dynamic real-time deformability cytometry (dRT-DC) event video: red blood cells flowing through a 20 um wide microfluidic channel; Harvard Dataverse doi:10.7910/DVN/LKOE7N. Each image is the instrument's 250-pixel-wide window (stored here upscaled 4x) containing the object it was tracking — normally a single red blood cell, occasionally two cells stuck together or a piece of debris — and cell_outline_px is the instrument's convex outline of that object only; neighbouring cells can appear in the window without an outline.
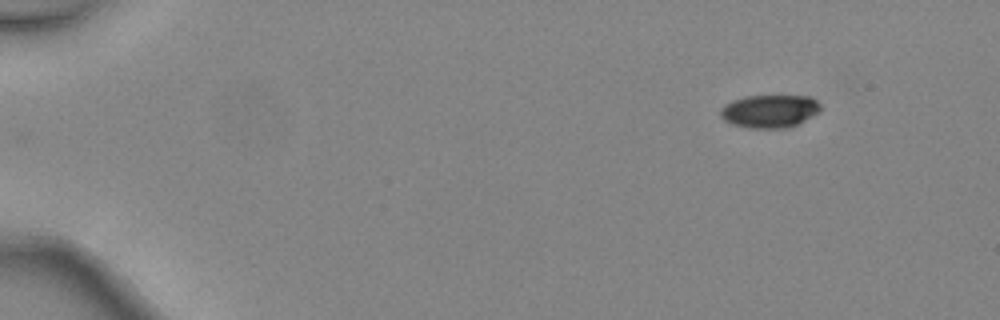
{"species": "common noctule bat (a hibernating species)", "species_latin": "Nyctalus noctula", "temperature_condition": "warm", "stored_images_in_passage": 4, "camera_frame_rate_fps": 3000, "um_per_image_px": 0.085, "animal": {"sex": "female", "body_mass_g": 24.6, "forearm_length_mm": 56.2}, "frame": {"image": 1, "passage_image": 1, "time_ms": 0.0, "image_size_px": [1000, 320], "cell_outline_px": [[820, 112], [788, 128], [748, 128], [732, 124], [724, 120], [720, 116], [720, 108], [724, 104], [732, 100], [748, 96], [812, 96], [820, 104]], "centroid_in_image_um": [65.4, 9.45], "position_along_channel_um": 19.6, "area_um2": 19.31}}
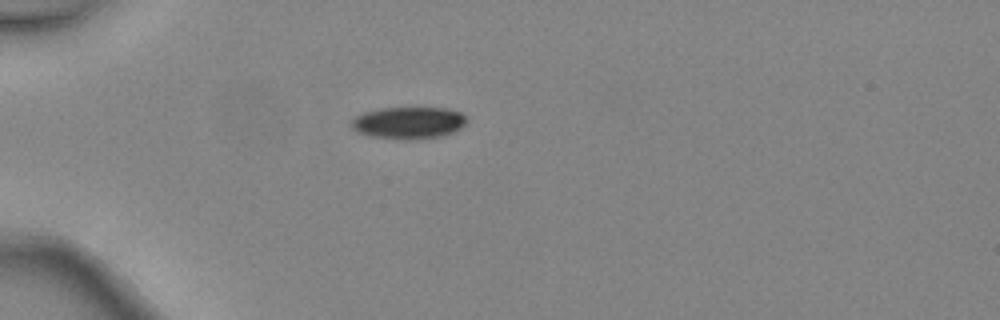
{"frame": {"image": 2, "passage_image": 3, "time_ms": 0.667, "image_size_px": [1000, 320], "cell_outline_px": [[468, 120], [460, 128], [452, 132], [440, 136], [412, 140], [404, 140], [368, 136], [356, 132], [348, 124], [356, 116], [364, 112], [380, 108], [448, 108], [460, 112], [468, 116]], "centroid_in_image_um": [34.7, 10.44], "position_along_channel_um": 50.3, "area_um2": 21.79}}